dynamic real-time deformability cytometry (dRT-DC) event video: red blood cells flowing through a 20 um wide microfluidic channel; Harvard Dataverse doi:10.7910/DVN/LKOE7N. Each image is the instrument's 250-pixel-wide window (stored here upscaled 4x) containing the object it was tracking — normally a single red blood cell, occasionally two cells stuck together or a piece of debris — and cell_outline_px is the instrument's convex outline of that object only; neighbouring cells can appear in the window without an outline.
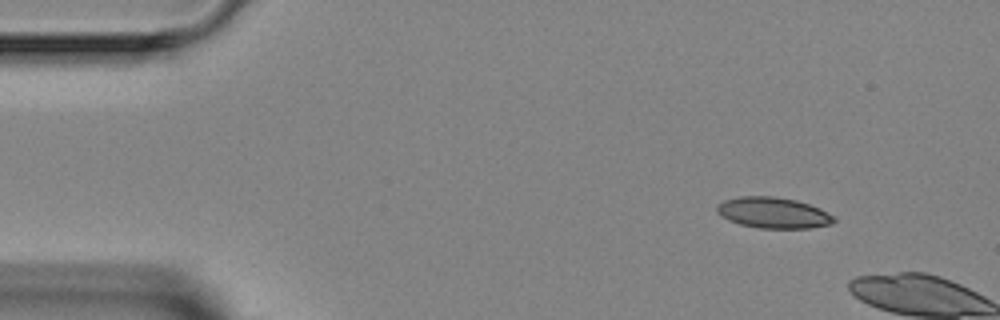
{"species": "Egyptian fruit bat (a non-hibernating species)", "species_latin": "Rousettus aegyptiacus", "temperature_condition": "room temperature", "stored_images_in_passage": 2, "camera_frame_rate_fps": 3000, "um_per_image_px": 0.085, "animal": {"sex": "female"}, "frame": {"image": 1, "passage_image": 1, "time_ms": 0.0, "image_size_px": [1000, 320], "cell_outline_px": [[836, 220], [832, 224], [808, 228], [760, 228], [740, 224], [728, 220], [720, 216], [716, 212], [716, 204], [724, 200], [740, 196], [776, 196], [796, 200], [820, 208], [836, 216]], "centroid_in_image_um": [65.72, 18.08], "position_along_channel_um": 19.3, "area_um2": 21.33}}